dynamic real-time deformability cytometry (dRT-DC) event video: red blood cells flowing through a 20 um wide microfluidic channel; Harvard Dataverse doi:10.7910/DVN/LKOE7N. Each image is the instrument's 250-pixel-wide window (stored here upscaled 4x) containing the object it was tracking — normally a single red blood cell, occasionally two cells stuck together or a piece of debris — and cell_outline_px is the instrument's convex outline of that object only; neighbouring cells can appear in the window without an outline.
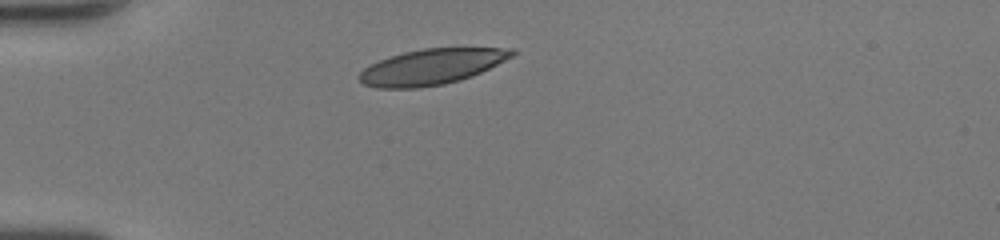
{"species": "human", "species_latin": "Homo sapiens", "temperature_condition": "room temperature", "stored_images_in_passage": 30, "camera_frame_rate_fps": 3000, "um_per_image_px": 0.085, "donor": {"sex": "female"}, "frame": {"image": 1, "passage_image": 1, "time_ms": 0.0, "image_size_px": [1000, 240], "cell_outline_px": [[516, 52], [512, 56], [472, 76], [460, 80], [444, 84], [420, 88], [376, 88], [364, 84], [356, 76], [364, 68], [380, 60], [404, 52], [424, 48], [516, 48]], "centroid_in_image_um": [36.66, 5.68], "position_along_channel_um": 48.3, "area_um2": 31.44}}
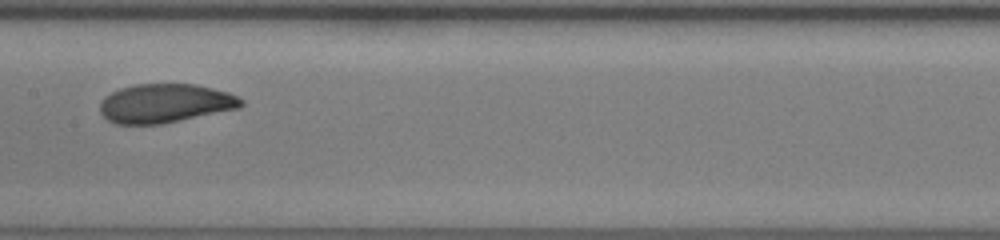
{"frame": {"image": 2, "passage_image": 13, "time_ms": 4.0, "image_size_px": [1000, 240], "cell_outline_px": [[244, 104], [240, 108], [160, 124], [116, 124], [108, 120], [100, 112], [100, 100], [104, 96], [120, 88], [136, 84], [196, 84], [228, 92], [244, 100]], "centroid_in_image_um": [14.02, 8.78], "position_along_channel_um": 193.4, "area_um2": 32.02}}
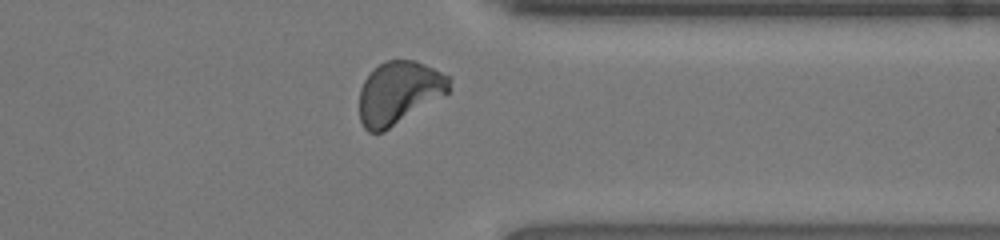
{"frame": {"image": 3, "passage_image": 26, "time_ms": 8.333, "image_size_px": [1000, 240], "cell_outline_px": [[452, 80], [448, 92], [384, 132], [368, 132], [364, 128], [360, 120], [360, 88], [364, 80], [380, 64], [388, 60], [416, 60], [452, 76]], "centroid_in_image_um": [33.93, 7.87], "position_along_channel_um": 377.5, "area_um2": 32.71}, "authors_computed_cell_mechanics": {"area_um2": 32.2813, "velocity_mm_per_s": 4.2935, "shape_relaxation_time_tau1_ms": 4.3477, "shape_relaxation_time_tau2_ms": 1.0767, "deformation_change_tau1": 0.1714, "deformation_change_tau2": 0.0592}}